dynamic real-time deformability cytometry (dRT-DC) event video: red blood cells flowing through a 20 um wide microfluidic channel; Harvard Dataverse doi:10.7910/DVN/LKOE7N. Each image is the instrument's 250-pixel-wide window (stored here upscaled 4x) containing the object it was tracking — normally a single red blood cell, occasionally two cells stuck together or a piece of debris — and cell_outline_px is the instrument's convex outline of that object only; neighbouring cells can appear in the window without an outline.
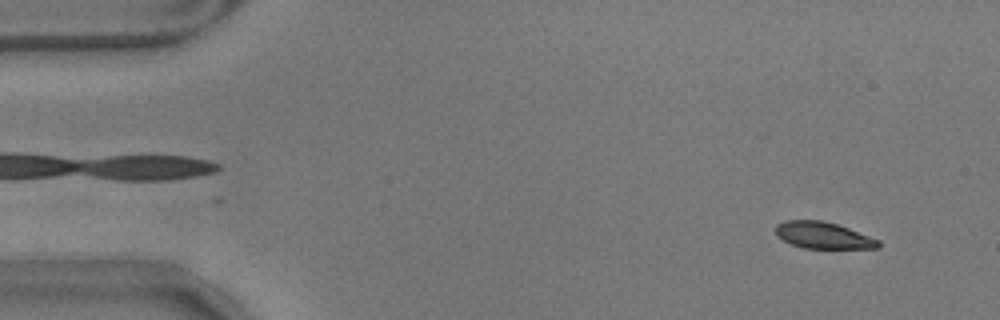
{"species": "common noctule bat (a hibernating species)", "species_latin": "Nyctalus noctula", "temperature_condition": "warm", "stored_images_in_passage": 14, "camera_frame_rate_fps": 3000, "um_per_image_px": 0.085, "animal": {"sex": "male", "body_mass_g": 17.9}, "frame": {"image": 1, "passage_image": 4, "time_ms": 1.0, "image_size_px": [1000, 320], "cell_outline_px": [[880, 248], [804, 248], [792, 244], [776, 236], [776, 224], [784, 220], [824, 220], [848, 228], [880, 240]], "centroid_in_image_um": [69.96, 19.99], "position_along_channel_um": 15.0, "area_um2": 15.9}}